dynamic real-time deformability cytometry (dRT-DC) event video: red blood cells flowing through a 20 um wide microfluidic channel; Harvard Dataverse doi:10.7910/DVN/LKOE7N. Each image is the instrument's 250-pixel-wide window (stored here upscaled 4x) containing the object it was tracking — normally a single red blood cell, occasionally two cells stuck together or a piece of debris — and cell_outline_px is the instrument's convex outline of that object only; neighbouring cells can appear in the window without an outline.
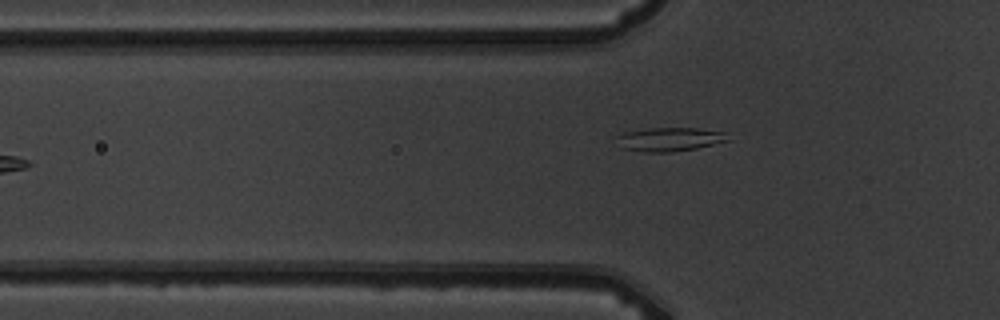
{"species": "common noctule bat (a hibernating species)", "species_latin": "Nyctalus noctula", "temperature_condition": "warm", "stored_images_in_passage": 7, "camera_frame_rate_fps": 3000, "um_per_image_px": 0.085, "animal": {"sex": "male", "body_mass_g": 19.5, "forearm_length_mm": 54.6}, "frame": {"image": 1, "passage_image": 7, "time_ms": 7.0, "image_size_px": [1000, 320], "cell_outline_px": [[732, 140], [696, 148], [672, 152], [644, 152], [620, 148], [616, 136], [624, 132], [648, 128], [696, 128], [724, 132]], "centroid_in_image_um": [56.9, 11.84], "position_along_channel_um": 68.9, "area_um2": 15.49}}